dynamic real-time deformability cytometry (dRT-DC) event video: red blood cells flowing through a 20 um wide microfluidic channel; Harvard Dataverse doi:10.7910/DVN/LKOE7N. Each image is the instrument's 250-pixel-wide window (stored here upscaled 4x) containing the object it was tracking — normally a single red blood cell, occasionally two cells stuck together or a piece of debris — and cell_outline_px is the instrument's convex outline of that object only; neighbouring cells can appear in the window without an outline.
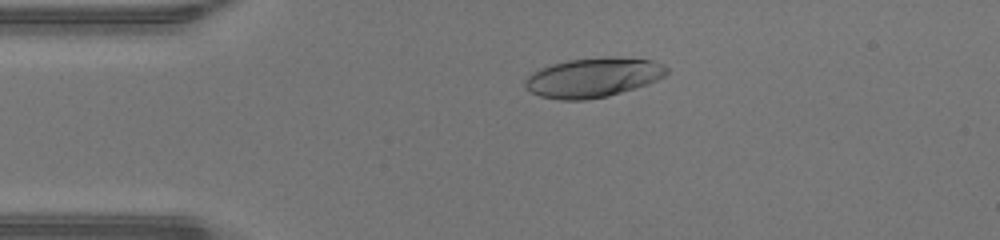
{"species": "human", "species_latin": "Homo sapiens", "temperature_condition": "warm", "stored_images_in_passage": 47, "camera_frame_rate_fps": 3000, "um_per_image_px": 0.085, "donor": {"sex": "male"}, "frame": {"image": 1, "passage_image": 10, "time_ms": 3.0, "image_size_px": [1000, 240], "cell_outline_px": [[668, 72], [664, 76], [648, 84], [608, 96], [588, 100], [560, 100], [540, 96], [524, 88], [524, 80], [532, 72], [540, 68], [552, 64], [568, 60], [604, 56], [612, 56], [652, 60], [668, 68]], "centroid_in_image_um": [50.39, 6.59], "position_along_channel_um": 34.6, "area_um2": 32.77}}
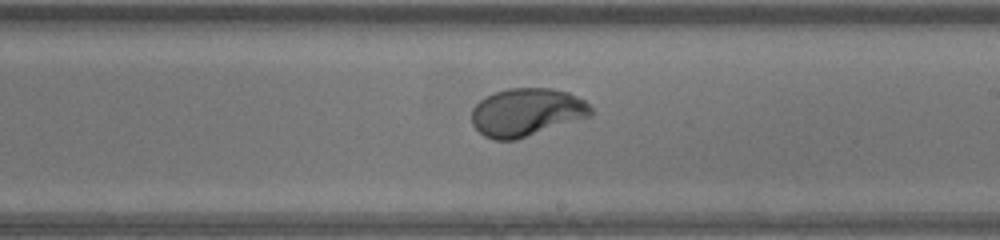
{"frame": {"image": 2, "passage_image": 27, "time_ms": 8.667, "image_size_px": [1000, 240], "cell_outline_px": [[592, 116], [516, 140], [492, 140], [484, 136], [472, 124], [472, 108], [484, 96], [492, 92], [508, 88], [552, 88], [568, 92], [584, 100], [592, 108]], "centroid_in_image_um": [44.75, 9.54], "position_along_channel_um": 244.3, "area_um2": 33.64}}
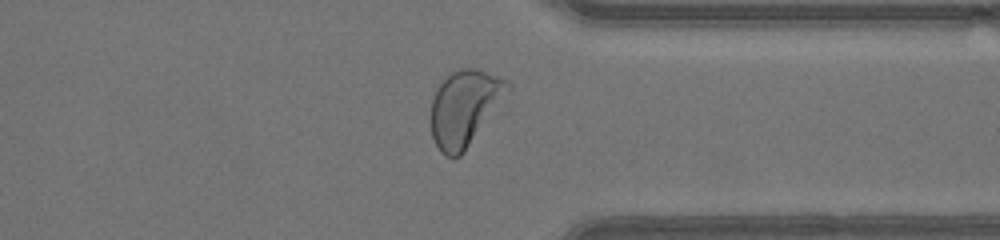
{"frame": {"image": 3, "passage_image": 36, "time_ms": 11.667, "image_size_px": [1000, 240], "cell_outline_px": [[512, 88], [464, 152], [460, 156], [444, 156], [440, 152], [432, 136], [432, 100], [436, 88], [452, 72], [460, 68], [476, 68], [508, 80], [512, 84]], "centroid_in_image_um": [39.51, 9.15], "position_along_channel_um": 371.9, "area_um2": 33.52}, "authors_computed_cell_mechanics": {"area_um2": 33.1772, "velocity_mm_per_s": 4.3726, "shape_relaxation_time_tau1_ms": 2.859, "shape_relaxation_time_tau2_ms": null, "deformation_change_tau1": 0.1998, "deformation_change_tau2": null}}